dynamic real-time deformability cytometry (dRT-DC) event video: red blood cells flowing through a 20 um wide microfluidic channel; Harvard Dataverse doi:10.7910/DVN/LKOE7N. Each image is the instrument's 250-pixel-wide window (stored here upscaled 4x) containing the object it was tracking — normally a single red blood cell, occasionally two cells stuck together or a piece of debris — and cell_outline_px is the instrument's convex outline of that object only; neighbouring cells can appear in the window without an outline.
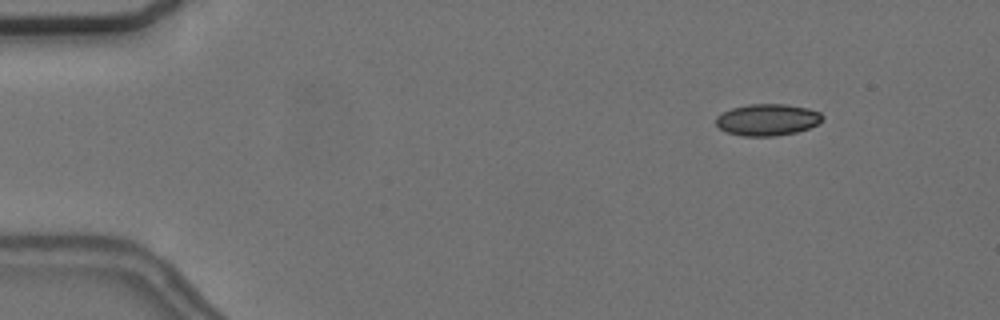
{"species": "common noctule bat (a hibernating species)", "species_latin": "Nyctalus noctula", "temperature_condition": "cold", "stored_images_in_passage": 5, "camera_frame_rate_fps": 3000, "um_per_image_px": 0.085, "animal": {"sex": "female", "body_mass_g": 24.6, "forearm_length_mm": 56.2}, "frame": {"image": 1, "passage_image": 5, "time_ms": 5.0, "image_size_px": [1000, 320], "cell_outline_px": [[824, 116], [816, 124], [808, 128], [796, 132], [772, 136], [744, 136], [724, 132], [716, 124], [716, 116], [732, 108], [748, 104], [784, 104], [808, 108], [820, 112]], "centroid_in_image_um": [65.2, 10.17], "position_along_channel_um": 19.8, "area_um2": 19.54}}